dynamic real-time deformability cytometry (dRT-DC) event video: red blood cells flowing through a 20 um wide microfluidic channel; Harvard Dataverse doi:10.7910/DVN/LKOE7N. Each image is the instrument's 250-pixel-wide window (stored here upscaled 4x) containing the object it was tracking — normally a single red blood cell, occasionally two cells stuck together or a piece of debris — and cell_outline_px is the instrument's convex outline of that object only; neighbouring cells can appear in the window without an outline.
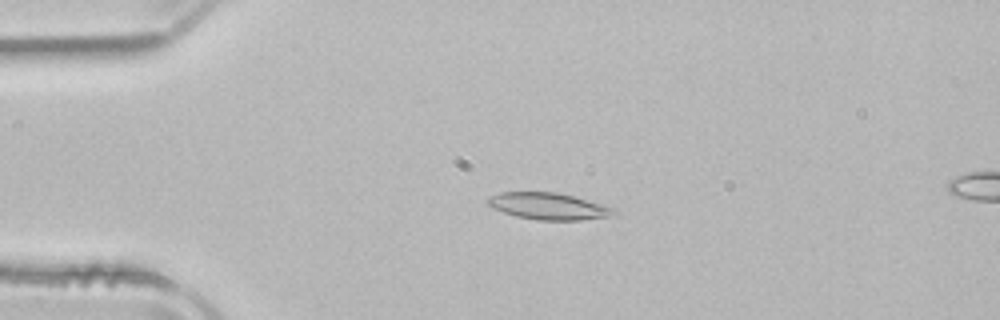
{"species": "common noctule bat (a hibernating species)", "species_latin": "Nyctalus noctula", "temperature_condition": "room temperature", "stored_images_in_passage": 16, "camera_frame_rate_fps": 3000, "um_per_image_px": 0.085, "animal": {"sex": "male", "body_mass_g": 21.5, "forearm_length_mm": 52.0}, "frame": {"image": 1, "passage_image": 12, "time_ms": 3.667, "image_size_px": [1000, 320], "cell_outline_px": [[616, 212], [608, 216], [580, 220], [536, 220], [516, 216], [492, 208], [484, 204], [484, 200], [488, 196], [500, 192], [556, 192], [572, 196], [616, 208]], "centroid_in_image_um": [46.52, 17.52], "position_along_channel_um": 38.5, "area_um2": 19.71}}